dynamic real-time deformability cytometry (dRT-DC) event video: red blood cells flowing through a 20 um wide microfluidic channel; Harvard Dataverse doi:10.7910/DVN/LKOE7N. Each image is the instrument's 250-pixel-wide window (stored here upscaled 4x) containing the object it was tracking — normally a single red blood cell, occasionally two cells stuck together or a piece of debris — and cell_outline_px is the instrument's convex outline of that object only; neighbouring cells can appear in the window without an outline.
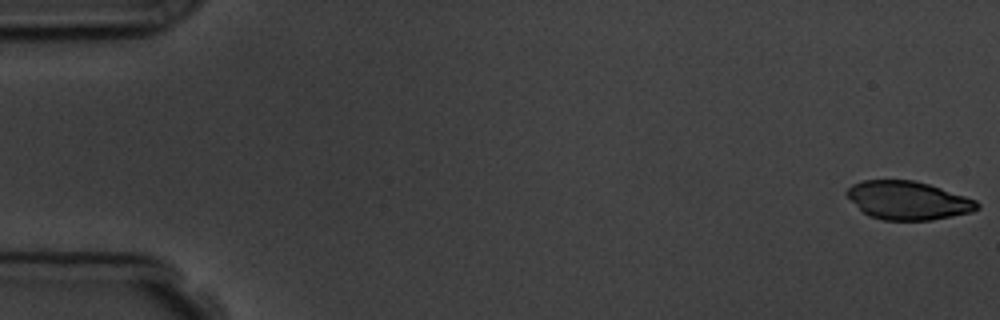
{"species": "common noctule bat (a hibernating species)", "species_latin": "Nyctalus noctula", "temperature_condition": "room temperature", "stored_images_in_passage": 16, "camera_frame_rate_fps": 3000, "um_per_image_px": 0.085, "animal": {"sex": "male", "body_mass_g": 19.5, "forearm_length_mm": 54.6}, "frame": {"image": 1, "passage_image": 1, "time_ms": 0.0, "image_size_px": [1000, 320], "cell_outline_px": [[980, 208], [972, 212], [932, 220], [884, 220], [868, 216], [844, 192], [852, 184], [864, 180], [912, 180], [928, 184], [976, 200], [980, 204]], "centroid_in_image_um": [77.19, 17.04], "position_along_channel_um": 7.8, "area_um2": 28.9}}